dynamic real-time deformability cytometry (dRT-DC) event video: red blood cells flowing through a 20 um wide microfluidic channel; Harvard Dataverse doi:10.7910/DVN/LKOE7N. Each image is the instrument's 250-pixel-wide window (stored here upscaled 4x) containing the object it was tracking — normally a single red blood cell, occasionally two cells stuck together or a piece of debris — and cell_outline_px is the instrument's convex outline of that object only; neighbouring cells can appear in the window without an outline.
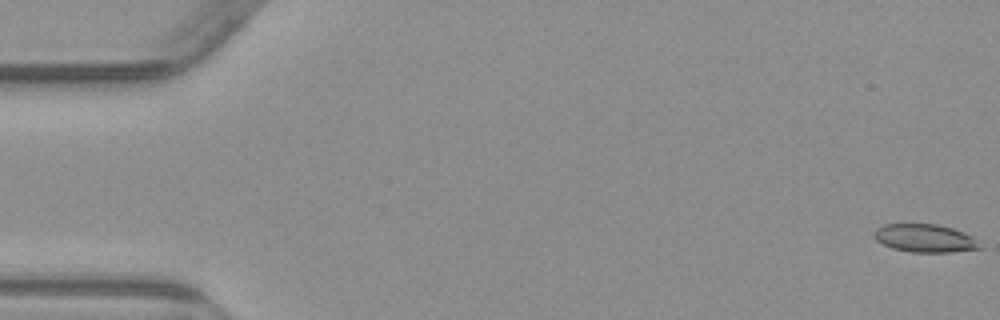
{"species": "common noctule bat (a hibernating species)", "species_latin": "Nyctalus noctula", "temperature_condition": "warm", "stored_images_in_passage": 5, "camera_frame_rate_fps": 3000, "um_per_image_px": 0.085, "animal": {"sex": "male", "body_mass_g": 23.1, "forearm_length_mm": 52.7}, "frame": {"image": 1, "passage_image": 1, "time_ms": 0.0, "image_size_px": [1000, 320], "cell_outline_px": [[984, 248], [952, 252], [912, 252], [892, 248], [876, 240], [872, 232], [876, 228], [884, 224], [936, 224], [952, 228], [964, 232], [972, 236]], "centroid_in_image_um": [78.62, 20.25], "position_along_channel_um": 6.4, "area_um2": 17.34}}
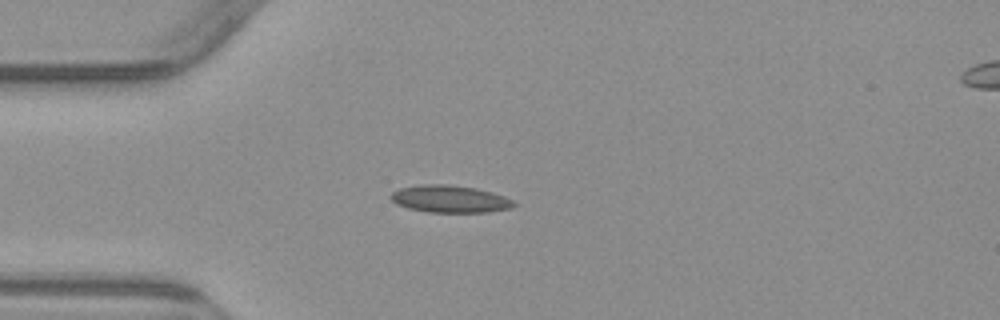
{"frame": {"image": 2, "passage_image": 5, "time_ms": 4.667, "image_size_px": [1000, 320], "cell_outline_px": [[516, 204], [512, 208], [488, 212], [428, 212], [408, 208], [396, 204], [388, 196], [392, 192], [400, 188], [424, 184], [448, 184], [476, 188], [492, 192], [504, 196], [512, 200]], "centroid_in_image_um": [38.23, 16.91], "position_along_channel_um": 46.8, "area_um2": 19.59}}